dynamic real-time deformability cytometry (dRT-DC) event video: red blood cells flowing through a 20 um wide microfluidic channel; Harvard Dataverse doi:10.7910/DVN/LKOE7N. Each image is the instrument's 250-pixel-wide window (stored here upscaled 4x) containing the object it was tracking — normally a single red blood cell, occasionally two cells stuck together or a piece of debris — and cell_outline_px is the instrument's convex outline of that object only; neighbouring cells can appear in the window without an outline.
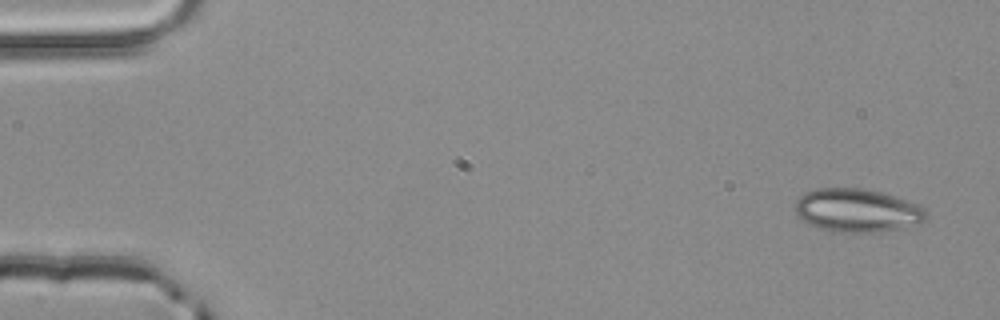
{"species": "common noctule bat (a hibernating species)", "species_latin": "Nyctalus noctula", "temperature_condition": "room temperature", "stored_images_in_passage": 3, "camera_frame_rate_fps": 3000, "um_per_image_px": 0.085, "animal": {"sex": "male", "body_mass_g": 20.4}, "frame": {"image": 1, "passage_image": 1, "time_ms": 0.0, "image_size_px": [1000, 320], "cell_outline_px": [[928, 216], [920, 224], [904, 228], [884, 232], [832, 232], [808, 224], [800, 220], [792, 208], [796, 200], [804, 192], [816, 188], [860, 188], [880, 192], [916, 204], [924, 208]], "centroid_in_image_um": [72.81, 17.9], "position_along_channel_um": 12.2, "area_um2": 33.52}}